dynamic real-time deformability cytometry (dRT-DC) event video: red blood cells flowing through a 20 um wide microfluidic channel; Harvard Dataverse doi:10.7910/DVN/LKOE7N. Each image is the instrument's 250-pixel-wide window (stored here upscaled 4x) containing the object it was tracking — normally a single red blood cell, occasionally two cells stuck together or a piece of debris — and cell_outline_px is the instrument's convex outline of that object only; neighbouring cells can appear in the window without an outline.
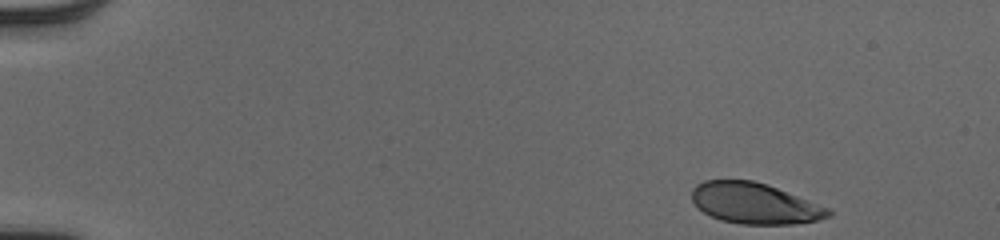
{"species": "human", "species_latin": "Homo sapiens", "temperature_condition": "cold", "stored_images_in_passage": 47, "camera_frame_rate_fps": 3000, "um_per_image_px": 0.085, "donor": {"sex": "male"}, "frame": {"image": 1, "passage_image": 1, "time_ms": 0.0, "image_size_px": [1000, 240], "cell_outline_px": [[832, 216], [816, 220], [792, 224], [740, 224], [720, 220], [704, 212], [692, 200], [692, 188], [696, 184], [704, 180], [752, 180], [768, 184], [828, 208], [832, 212]], "centroid_in_image_um": [64.13, 17.28], "position_along_channel_um": 20.9, "area_um2": 32.37}}
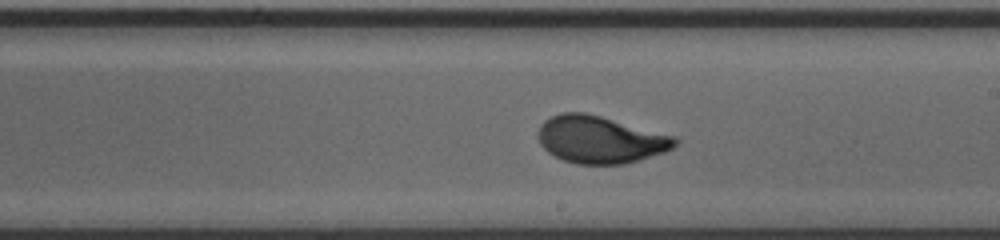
{"frame": {"image": 2, "passage_image": 27, "time_ms": 8.667, "image_size_px": [1000, 240], "cell_outline_px": [[680, 140], [672, 148], [664, 152], [624, 164], [576, 164], [564, 160], [548, 152], [540, 144], [540, 124], [544, 120], [560, 112], [584, 112], [600, 116], [676, 136]], "centroid_in_image_um": [51.04, 11.86], "position_along_channel_um": 238.0, "area_um2": 37.45}}
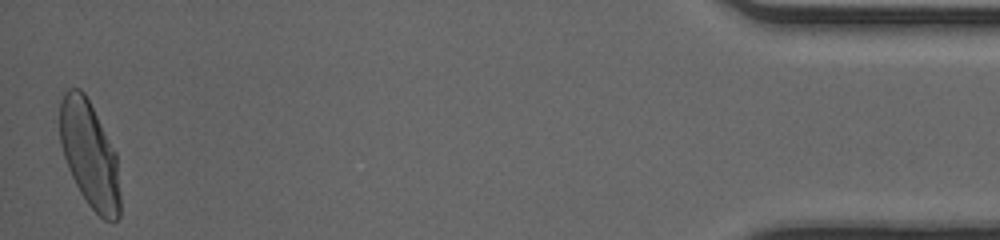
{"frame": {"image": 3, "passage_image": 47, "time_ms": 15.333, "image_size_px": [1000, 240], "cell_outline_px": [[120, 216], [112, 224], [104, 220], [88, 204], [80, 192], [68, 168], [60, 144], [60, 100], [64, 92], [68, 88], [80, 88], [84, 92], [116, 152], [120, 196]], "centroid_in_image_um": [7.61, 13.15], "position_along_channel_um": 427.6, "area_um2": 37.28}, "authors_computed_cell_mechanics": {"area_um2": 36.5874, "velocity_mm_per_s": 4.0183, "shape_relaxation_time_tau1_ms": 2.995, "shape_relaxation_time_tau2_ms": null, "deformation_change_tau1": 0.1763, "deformation_change_tau2": null}}